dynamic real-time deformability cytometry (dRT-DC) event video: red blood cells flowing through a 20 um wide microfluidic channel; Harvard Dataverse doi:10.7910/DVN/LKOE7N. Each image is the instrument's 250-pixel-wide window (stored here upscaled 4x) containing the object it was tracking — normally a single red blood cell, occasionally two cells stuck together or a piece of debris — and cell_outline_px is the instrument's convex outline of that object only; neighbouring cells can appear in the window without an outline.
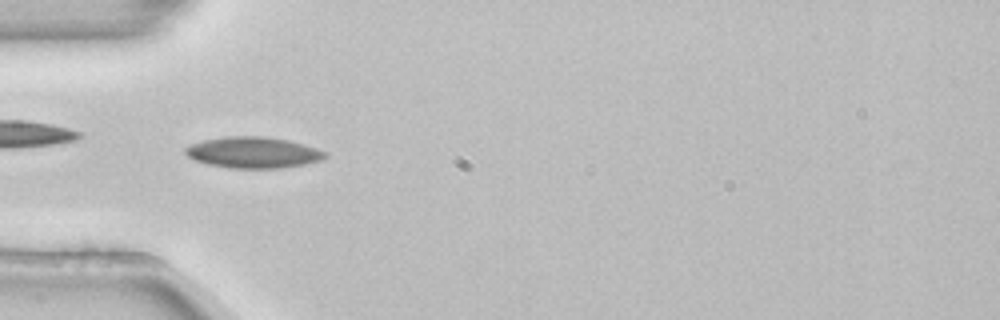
{"species": "common noctule bat (a hibernating species)", "species_latin": "Nyctalus noctula", "temperature_condition": "room temperature", "stored_images_in_passage": 51, "camera_frame_rate_fps": 3000, "um_per_image_px": 0.085, "animal": {"sex": "female", "body_mass_g": 22.7, "forearm_length_mm": 54.2}, "frame": {"image": 1, "passage_image": 15, "time_ms": 4.667, "image_size_px": [1000, 320], "cell_outline_px": [[328, 156], [320, 160], [304, 164], [284, 168], [228, 168], [208, 164], [196, 160], [188, 156], [184, 152], [184, 148], [188, 144], [204, 140], [224, 136], [264, 136], [288, 140], [304, 144], [328, 152]], "centroid_in_image_um": [21.51, 12.95], "position_along_channel_um": 63.5, "area_um2": 25.55}}
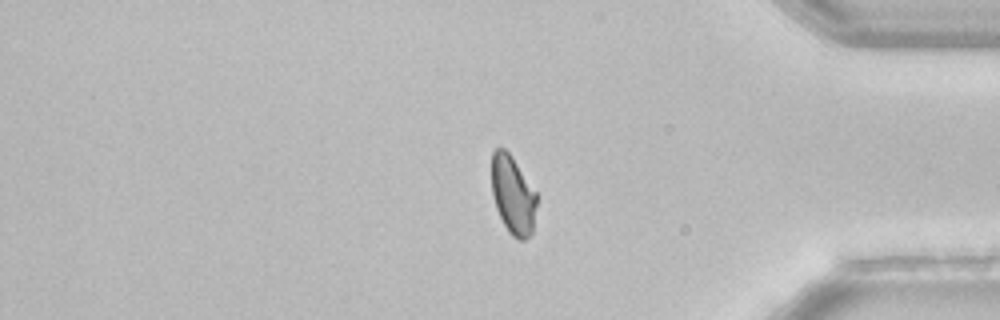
{"frame": {"image": 2, "passage_image": 42, "time_ms": 13.667, "image_size_px": [1000, 320], "cell_outline_px": [[536, 204], [532, 232], [524, 240], [520, 240], [512, 236], [508, 232], [496, 208], [492, 196], [492, 152], [496, 148], [504, 148], [512, 156], [536, 192]], "centroid_in_image_um": [43.58, 16.57], "position_along_channel_um": 391.6, "area_um2": 20.46}}
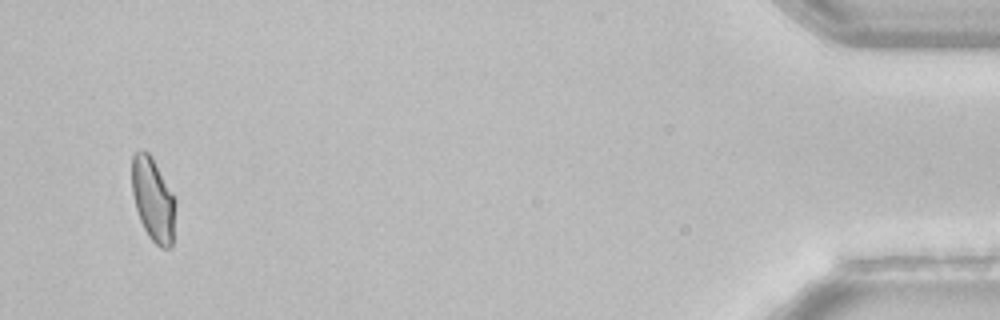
{"frame": {"image": 3, "passage_image": 49, "time_ms": 16.0, "image_size_px": [1000, 320], "cell_outline_px": [[176, 204], [172, 248], [160, 248], [148, 236], [140, 220], [136, 208], [132, 192], [132, 156], [140, 148], [144, 148], [148, 152], [176, 200]], "centroid_in_image_um": [13.01, 16.98], "position_along_channel_um": 422.2, "area_um2": 21.15}, "authors_computed_cell_mechanics": {"area_um2": 22.3108, "velocity_mm_per_s": 3.8484, "shape_relaxation_time_tau1_ms": 3.6144, "shape_relaxation_time_tau2_ms": 5.5381, "deformation_change_tau1": 0.112, "deformation_change_tau2": 0.0818}}